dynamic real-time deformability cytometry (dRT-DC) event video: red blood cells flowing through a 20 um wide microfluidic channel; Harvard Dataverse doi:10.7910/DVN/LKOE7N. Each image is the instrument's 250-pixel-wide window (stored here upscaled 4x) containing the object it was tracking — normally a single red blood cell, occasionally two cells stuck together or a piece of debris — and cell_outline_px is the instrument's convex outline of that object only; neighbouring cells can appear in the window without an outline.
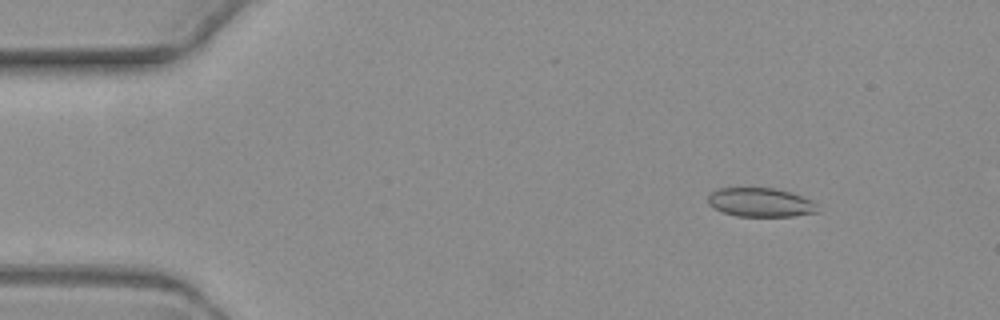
{"species": "common noctule bat (a hibernating species)", "species_latin": "Nyctalus noctula", "temperature_condition": "warm", "stored_images_in_passage": 4, "camera_frame_rate_fps": 3000, "um_per_image_px": 0.085, "animal": {"sex": "female", "body_mass_g": 19.3, "forearm_length_mm": 54.1}, "frame": {"image": 1, "passage_image": 1, "time_ms": 0.0, "image_size_px": [1000, 320], "cell_outline_px": [[820, 212], [792, 216], [736, 216], [712, 208], [708, 204], [708, 192], [720, 188], [772, 188], [792, 192], [812, 200], [816, 204]], "centroid_in_image_um": [64.63, 17.2], "position_along_channel_um": 20.4, "area_um2": 18.67}}